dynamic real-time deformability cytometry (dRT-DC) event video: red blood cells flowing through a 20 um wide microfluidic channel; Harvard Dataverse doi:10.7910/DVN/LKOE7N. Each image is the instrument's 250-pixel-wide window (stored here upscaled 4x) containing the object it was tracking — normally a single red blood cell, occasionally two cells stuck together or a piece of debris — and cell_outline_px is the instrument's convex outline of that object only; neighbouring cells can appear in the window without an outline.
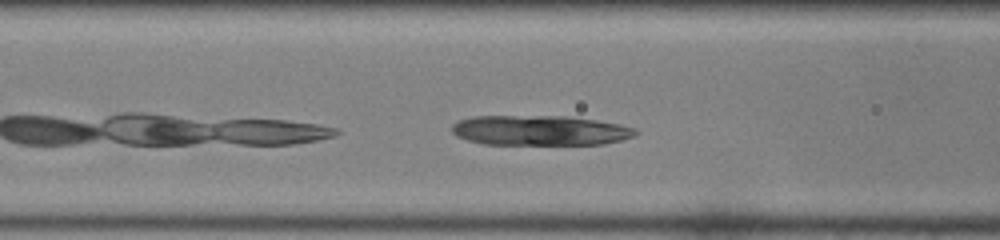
{"species": "common noctule bat (a hibernating species)", "species_latin": "Nyctalus noctula", "temperature_condition": "room temperature", "stored_images_in_passage": 32, "camera_frame_rate_fps": 3000, "um_per_image_px": 0.085, "animal": {"sex": "female", "body_mass_g": 22.0, "forearm_length_mm": 56.7}, "frame": {"image": 1, "passage_image": 5, "time_ms": 1.333, "image_size_px": [1000, 240], "cell_outline_px": [[640, 132], [636, 136], [604, 144], [484, 144], [468, 140], [456, 136], [452, 132], [452, 124], [460, 120], [472, 116], [564, 116], [596, 120], [620, 124], [636, 128]], "centroid_in_image_um": [45.93, 11.08], "position_along_channel_um": 120.7, "area_um2": 32.19}}
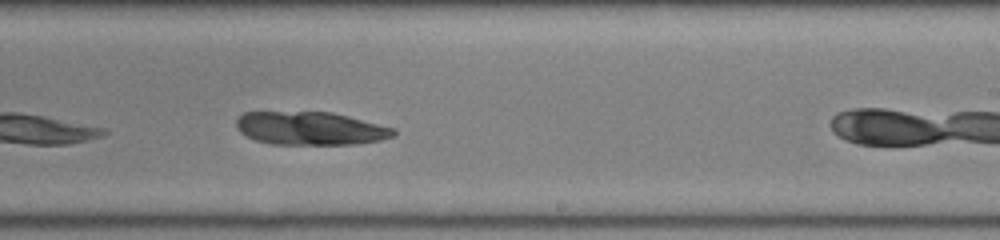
{"frame": {"image": 2, "passage_image": 15, "time_ms": 4.667, "image_size_px": [1000, 240], "cell_outline_px": [[396, 136], [380, 140], [356, 144], [268, 144], [256, 140], [240, 132], [236, 128], [236, 120], [244, 112], [332, 112], [396, 128]], "centroid_in_image_um": [26.4, 10.91], "position_along_channel_um": 262.6, "area_um2": 30.52}}
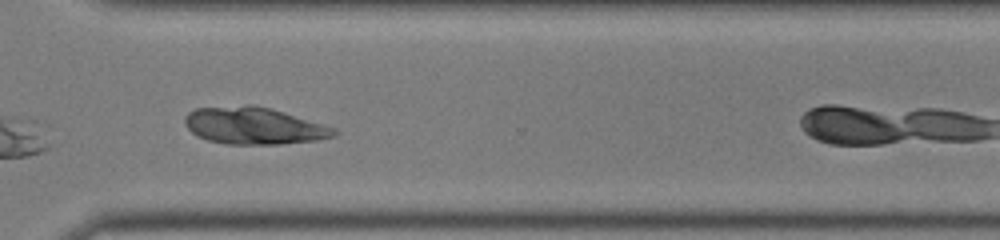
{"frame": {"image": 3, "passage_image": 21, "time_ms": 6.667, "image_size_px": [1000, 240], "cell_outline_px": [[340, 132], [336, 136], [316, 140], [280, 144], [224, 144], [208, 140], [196, 136], [184, 124], [184, 120], [188, 112], [196, 108], [248, 104], [252, 104], [272, 108], [336, 128]], "centroid_in_image_um": [21.59, 10.68], "position_along_channel_um": 349.0, "area_um2": 32.48}}